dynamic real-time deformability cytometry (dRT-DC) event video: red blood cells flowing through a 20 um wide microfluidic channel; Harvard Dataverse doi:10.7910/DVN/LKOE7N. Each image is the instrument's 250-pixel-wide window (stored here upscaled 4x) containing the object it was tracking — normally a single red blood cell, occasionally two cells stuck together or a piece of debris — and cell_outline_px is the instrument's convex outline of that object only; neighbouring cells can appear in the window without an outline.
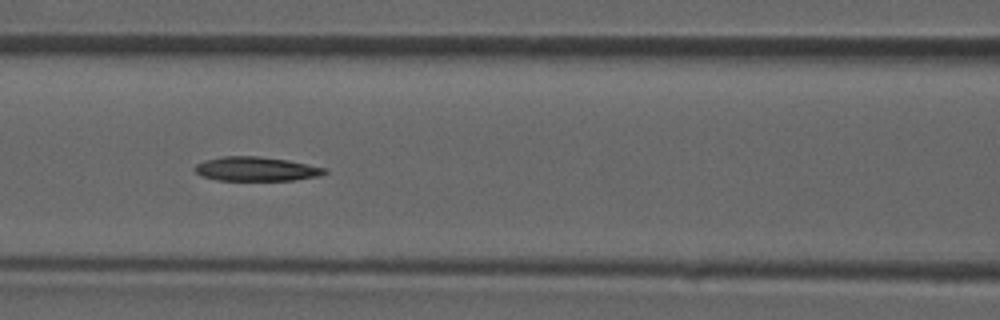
{"species": "common noctule bat (a hibernating species)", "species_latin": "Nyctalus noctula", "temperature_condition": "room temperature", "stored_images_in_passage": 46, "camera_frame_rate_fps": 3000, "um_per_image_px": 0.085, "animal": {"sex": "male", "forearm_length_mm": 52.5}, "frame": {"image": 1, "passage_image": 20, "time_ms": 6.333, "image_size_px": [1000, 320], "cell_outline_px": [[328, 172], [320, 176], [292, 180], [216, 180], [200, 176], [192, 168], [196, 164], [204, 160], [224, 156], [260, 156], [288, 160], [328, 168]], "centroid_in_image_um": [21.77, 14.36], "position_along_channel_um": 144.8, "area_um2": 18.5}}